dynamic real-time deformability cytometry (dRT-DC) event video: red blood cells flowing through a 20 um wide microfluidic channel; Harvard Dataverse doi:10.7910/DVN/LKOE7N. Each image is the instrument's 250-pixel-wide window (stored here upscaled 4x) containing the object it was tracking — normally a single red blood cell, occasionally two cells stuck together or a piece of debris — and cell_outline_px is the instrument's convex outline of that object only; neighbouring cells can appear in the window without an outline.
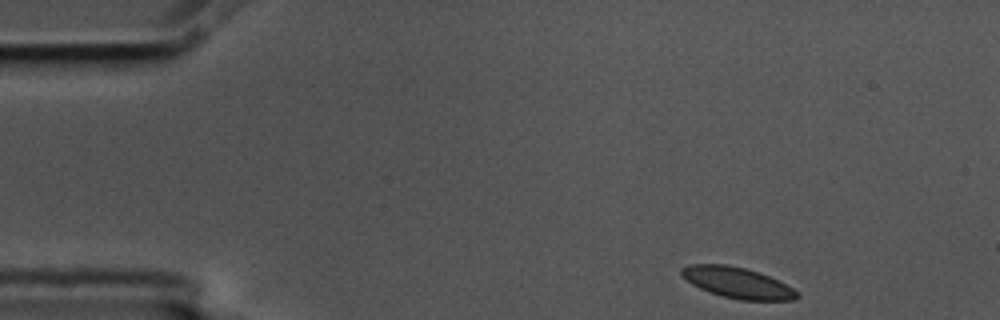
{"species": "common noctule bat (a hibernating species)", "species_latin": "Nyctalus noctula", "temperature_condition": "cold", "stored_images_in_passage": 51, "camera_frame_rate_fps": 3000, "um_per_image_px": 0.085, "animal": {"sex": "male", "body_mass_g": 17.5, "forearm_length_mm": 52.3}, "frame": {"image": 1, "passage_image": 1, "time_ms": 0.0, "image_size_px": [1000, 320], "cell_outline_px": [[800, 296], [792, 300], [740, 300], [724, 296], [700, 288], [692, 284], [680, 272], [680, 268], [688, 264], [728, 264], [760, 272], [792, 288]], "centroid_in_image_um": [62.66, 24.01], "position_along_channel_um": 22.3, "area_um2": 20.4}}
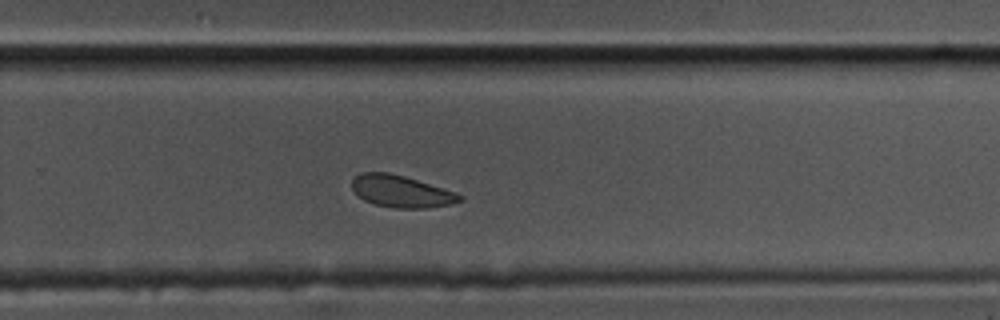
{"frame": {"image": 2, "passage_image": 31, "time_ms": 10.0, "image_size_px": [1000, 320], "cell_outline_px": [[464, 200], [452, 204], [428, 208], [396, 208], [376, 204], [364, 200], [352, 188], [352, 180], [360, 172], [388, 172], [404, 176], [456, 192], [464, 196]], "centroid_in_image_um": [34.14, 16.27], "position_along_channel_um": 295.7, "area_um2": 20.0}}
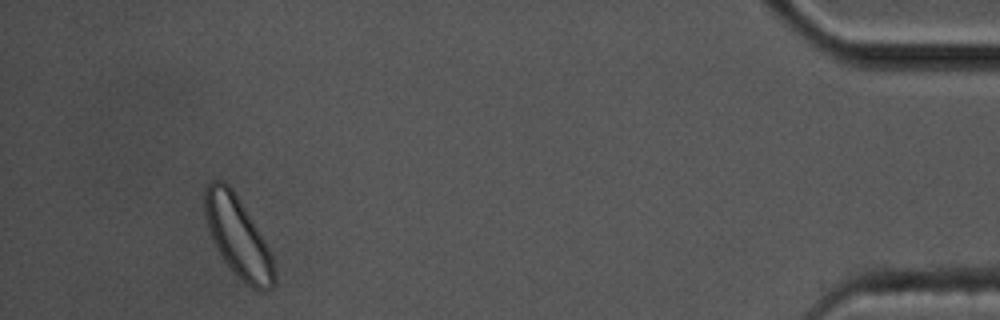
{"frame": {"image": 3, "passage_image": 47, "time_ms": 15.333, "image_size_px": [1000, 320], "cell_outline_px": [[276, 284], [272, 288], [264, 292], [260, 292], [252, 288], [224, 260], [216, 248], [212, 240], [208, 228], [204, 212], [204, 188], [212, 180], [224, 180], [232, 188], [252, 220], [264, 240], [272, 256], [276, 280]], "centroid_in_image_um": [20.21, 20.12], "position_along_channel_um": 415.0, "area_um2": 32.14}}